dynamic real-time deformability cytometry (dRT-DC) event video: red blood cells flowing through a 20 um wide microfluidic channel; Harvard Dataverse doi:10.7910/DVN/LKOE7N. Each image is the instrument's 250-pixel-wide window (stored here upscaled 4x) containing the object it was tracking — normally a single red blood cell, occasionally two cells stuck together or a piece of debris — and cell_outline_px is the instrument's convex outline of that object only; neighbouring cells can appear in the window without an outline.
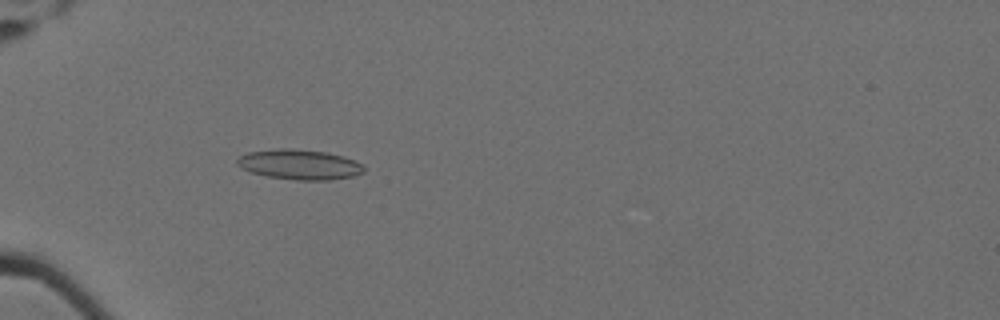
{"species": "Egyptian fruit bat (a non-hibernating species)", "species_latin": "Rousettus aegyptiacus", "temperature_condition": "cold", "stored_images_in_passage": 44, "camera_frame_rate_fps": 3000, "um_per_image_px": 0.085, "animal": {"sex": "female"}, "frame": {"image": 1, "passage_image": 5, "time_ms": 1.333, "image_size_px": [1000, 320], "cell_outline_px": [[364, 172], [352, 176], [328, 180], [296, 180], [268, 176], [252, 172], [240, 168], [236, 164], [236, 160], [240, 156], [248, 152], [280, 148], [292, 148], [328, 152], [344, 156], [356, 160], [364, 164]], "centroid_in_image_um": [25.48, 13.97], "position_along_channel_um": 59.5, "area_um2": 22.37}}
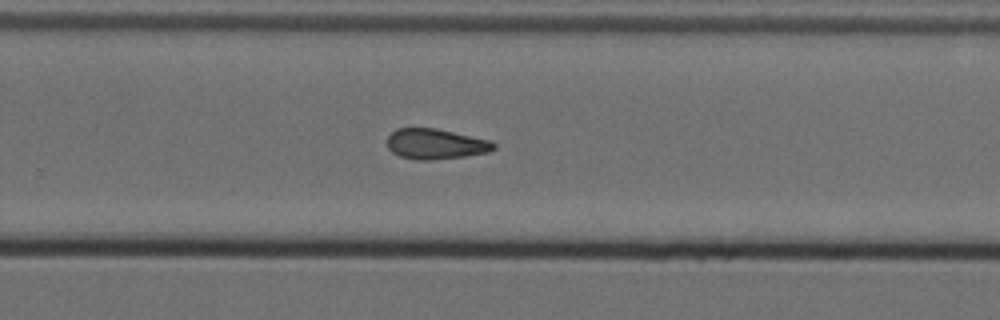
{"frame": {"image": 2, "passage_image": 26, "time_ms": 8.333, "image_size_px": [1000, 320], "cell_outline_px": [[496, 148], [488, 152], [464, 156], [432, 160], [420, 160], [400, 156], [392, 152], [388, 148], [388, 136], [396, 128], [436, 128], [492, 140], [496, 144]], "centroid_in_image_um": [37.05, 12.23], "position_along_channel_um": 292.7, "area_um2": 18.9}}
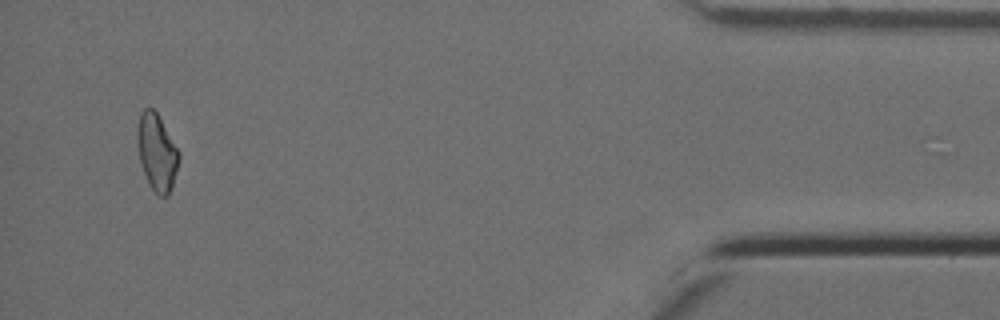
{"frame": {"image": 3, "passage_image": 42, "time_ms": 13.667, "image_size_px": [1000, 320], "cell_outline_px": [[180, 160], [168, 196], [160, 196], [148, 184], [140, 164], [136, 140], [136, 128], [140, 112], [144, 108], [152, 108], [156, 112], [180, 152]], "centroid_in_image_um": [13.3, 12.92], "position_along_channel_um": 421.9, "area_um2": 18.73}, "authors_computed_cell_mechanics": {"area_um2": 19.1896, "velocity_mm_per_s": 3.5099, "shape_relaxation_time_tau1_ms": null, "shape_relaxation_time_tau2_ms": 7.6587, "deformation_change_tau1": null, "deformation_change_tau2": 0.1646}}